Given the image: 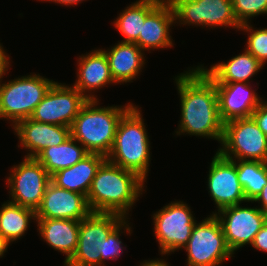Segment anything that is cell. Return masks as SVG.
<instances>
[{"mask_svg":"<svg viewBox=\"0 0 267 266\" xmlns=\"http://www.w3.org/2000/svg\"><path fill=\"white\" fill-rule=\"evenodd\" d=\"M189 69L174 79L181 103L180 123L175 132L206 137L221 144L224 123L215 83L199 65Z\"/></svg>","mask_w":267,"mask_h":266,"instance_id":"1","label":"cell"},{"mask_svg":"<svg viewBox=\"0 0 267 266\" xmlns=\"http://www.w3.org/2000/svg\"><path fill=\"white\" fill-rule=\"evenodd\" d=\"M145 181L134 172L105 161L92 180L87 202L92 212L116 213L128 218Z\"/></svg>","mask_w":267,"mask_h":266,"instance_id":"2","label":"cell"},{"mask_svg":"<svg viewBox=\"0 0 267 266\" xmlns=\"http://www.w3.org/2000/svg\"><path fill=\"white\" fill-rule=\"evenodd\" d=\"M99 103L98 99H91L83 105L70 127V134L89 153L107 157L114 144L120 119L133 104L100 107Z\"/></svg>","mask_w":267,"mask_h":266,"instance_id":"3","label":"cell"},{"mask_svg":"<svg viewBox=\"0 0 267 266\" xmlns=\"http://www.w3.org/2000/svg\"><path fill=\"white\" fill-rule=\"evenodd\" d=\"M141 109L133 105L120 119L106 160L134 172L145 182L150 166V141Z\"/></svg>","mask_w":267,"mask_h":266,"instance_id":"4","label":"cell"},{"mask_svg":"<svg viewBox=\"0 0 267 266\" xmlns=\"http://www.w3.org/2000/svg\"><path fill=\"white\" fill-rule=\"evenodd\" d=\"M2 80H0V119H7L12 127L18 121L31 117L55 82L36 73L4 83Z\"/></svg>","mask_w":267,"mask_h":266,"instance_id":"5","label":"cell"},{"mask_svg":"<svg viewBox=\"0 0 267 266\" xmlns=\"http://www.w3.org/2000/svg\"><path fill=\"white\" fill-rule=\"evenodd\" d=\"M182 249L187 252L186 266H220L234 257L214 214L196 222L189 241Z\"/></svg>","mask_w":267,"mask_h":266,"instance_id":"6","label":"cell"},{"mask_svg":"<svg viewBox=\"0 0 267 266\" xmlns=\"http://www.w3.org/2000/svg\"><path fill=\"white\" fill-rule=\"evenodd\" d=\"M217 151L230 160L267 162V136L252 117L235 119L224 124Z\"/></svg>","mask_w":267,"mask_h":266,"instance_id":"7","label":"cell"},{"mask_svg":"<svg viewBox=\"0 0 267 266\" xmlns=\"http://www.w3.org/2000/svg\"><path fill=\"white\" fill-rule=\"evenodd\" d=\"M154 234L160 254L170 255L182 249L191 236L197 220L190 206L183 201H173L153 214Z\"/></svg>","mask_w":267,"mask_h":266,"instance_id":"8","label":"cell"},{"mask_svg":"<svg viewBox=\"0 0 267 266\" xmlns=\"http://www.w3.org/2000/svg\"><path fill=\"white\" fill-rule=\"evenodd\" d=\"M124 219L116 213L91 212L80 221L76 250L63 266H101L98 246Z\"/></svg>","mask_w":267,"mask_h":266,"instance_id":"9","label":"cell"},{"mask_svg":"<svg viewBox=\"0 0 267 266\" xmlns=\"http://www.w3.org/2000/svg\"><path fill=\"white\" fill-rule=\"evenodd\" d=\"M174 12L175 24L206 27L241 26L234 16L232 0H167Z\"/></svg>","mask_w":267,"mask_h":266,"instance_id":"10","label":"cell"},{"mask_svg":"<svg viewBox=\"0 0 267 266\" xmlns=\"http://www.w3.org/2000/svg\"><path fill=\"white\" fill-rule=\"evenodd\" d=\"M50 182L51 176L36 158L24 157L22 162L11 167L6 179L12 197L8 201L36 211Z\"/></svg>","mask_w":267,"mask_h":266,"instance_id":"11","label":"cell"},{"mask_svg":"<svg viewBox=\"0 0 267 266\" xmlns=\"http://www.w3.org/2000/svg\"><path fill=\"white\" fill-rule=\"evenodd\" d=\"M241 204L212 212L219 220L228 248L236 250L251 245L255 235L267 222V215L259 207H243Z\"/></svg>","mask_w":267,"mask_h":266,"instance_id":"12","label":"cell"},{"mask_svg":"<svg viewBox=\"0 0 267 266\" xmlns=\"http://www.w3.org/2000/svg\"><path fill=\"white\" fill-rule=\"evenodd\" d=\"M87 101L73 85L71 87L55 81L30 118L47 124L71 127Z\"/></svg>","mask_w":267,"mask_h":266,"instance_id":"13","label":"cell"},{"mask_svg":"<svg viewBox=\"0 0 267 266\" xmlns=\"http://www.w3.org/2000/svg\"><path fill=\"white\" fill-rule=\"evenodd\" d=\"M207 177L208 192L217 211L247 202L238 180L236 163L223 157L218 151L212 158Z\"/></svg>","mask_w":267,"mask_h":266,"instance_id":"14","label":"cell"},{"mask_svg":"<svg viewBox=\"0 0 267 266\" xmlns=\"http://www.w3.org/2000/svg\"><path fill=\"white\" fill-rule=\"evenodd\" d=\"M91 212L85 195L57 187L50 182L45 190L42 203L36 210V218L81 221Z\"/></svg>","mask_w":267,"mask_h":266,"instance_id":"15","label":"cell"},{"mask_svg":"<svg viewBox=\"0 0 267 266\" xmlns=\"http://www.w3.org/2000/svg\"><path fill=\"white\" fill-rule=\"evenodd\" d=\"M222 122L251 117L261 98L250 83H215Z\"/></svg>","mask_w":267,"mask_h":266,"instance_id":"16","label":"cell"},{"mask_svg":"<svg viewBox=\"0 0 267 266\" xmlns=\"http://www.w3.org/2000/svg\"><path fill=\"white\" fill-rule=\"evenodd\" d=\"M20 140L19 145L29 151L24 157L35 158L49 146H58L71 136L70 127L47 124L26 118L13 127Z\"/></svg>","mask_w":267,"mask_h":266,"instance_id":"17","label":"cell"},{"mask_svg":"<svg viewBox=\"0 0 267 266\" xmlns=\"http://www.w3.org/2000/svg\"><path fill=\"white\" fill-rule=\"evenodd\" d=\"M77 60V80L73 86L88 100L98 99L93 91L110 84L116 85L110 73L107 57L100 48L82 54Z\"/></svg>","mask_w":267,"mask_h":266,"instance_id":"18","label":"cell"},{"mask_svg":"<svg viewBox=\"0 0 267 266\" xmlns=\"http://www.w3.org/2000/svg\"><path fill=\"white\" fill-rule=\"evenodd\" d=\"M175 24L172 6L163 0L142 22V33L134 42L143 51L173 47L170 27Z\"/></svg>","mask_w":267,"mask_h":266,"instance_id":"19","label":"cell"},{"mask_svg":"<svg viewBox=\"0 0 267 266\" xmlns=\"http://www.w3.org/2000/svg\"><path fill=\"white\" fill-rule=\"evenodd\" d=\"M108 60L110 73L115 83L133 82L140 76L145 65L144 51L136 44L118 41L116 45L104 50Z\"/></svg>","mask_w":267,"mask_h":266,"instance_id":"20","label":"cell"},{"mask_svg":"<svg viewBox=\"0 0 267 266\" xmlns=\"http://www.w3.org/2000/svg\"><path fill=\"white\" fill-rule=\"evenodd\" d=\"M106 157L89 153L75 165L61 169L51 175V182L57 187L80 193L87 197L91 183Z\"/></svg>","mask_w":267,"mask_h":266,"instance_id":"21","label":"cell"},{"mask_svg":"<svg viewBox=\"0 0 267 266\" xmlns=\"http://www.w3.org/2000/svg\"><path fill=\"white\" fill-rule=\"evenodd\" d=\"M37 231L50 247L65 254L66 263L74 254L80 228V221L72 219L36 218Z\"/></svg>","mask_w":267,"mask_h":266,"instance_id":"22","label":"cell"},{"mask_svg":"<svg viewBox=\"0 0 267 266\" xmlns=\"http://www.w3.org/2000/svg\"><path fill=\"white\" fill-rule=\"evenodd\" d=\"M202 70L214 81V83H250L251 77L264 67L250 52L244 49V52L235 55L226 62H218L211 65L208 69L202 64L199 65Z\"/></svg>","mask_w":267,"mask_h":266,"instance_id":"23","label":"cell"},{"mask_svg":"<svg viewBox=\"0 0 267 266\" xmlns=\"http://www.w3.org/2000/svg\"><path fill=\"white\" fill-rule=\"evenodd\" d=\"M88 154L89 152L85 147L70 136L58 146L54 145L45 148L35 158L51 176L61 169L75 165Z\"/></svg>","mask_w":267,"mask_h":266,"instance_id":"24","label":"cell"},{"mask_svg":"<svg viewBox=\"0 0 267 266\" xmlns=\"http://www.w3.org/2000/svg\"><path fill=\"white\" fill-rule=\"evenodd\" d=\"M163 0H136L113 22L115 29L123 35L121 42L134 43L142 33V22Z\"/></svg>","mask_w":267,"mask_h":266,"instance_id":"25","label":"cell"},{"mask_svg":"<svg viewBox=\"0 0 267 266\" xmlns=\"http://www.w3.org/2000/svg\"><path fill=\"white\" fill-rule=\"evenodd\" d=\"M31 220H37L35 210L4 202L0 207V234L12 244L26 233Z\"/></svg>","mask_w":267,"mask_h":266,"instance_id":"26","label":"cell"},{"mask_svg":"<svg viewBox=\"0 0 267 266\" xmlns=\"http://www.w3.org/2000/svg\"><path fill=\"white\" fill-rule=\"evenodd\" d=\"M247 202H253L267 184V162L233 160Z\"/></svg>","mask_w":267,"mask_h":266,"instance_id":"27","label":"cell"},{"mask_svg":"<svg viewBox=\"0 0 267 266\" xmlns=\"http://www.w3.org/2000/svg\"><path fill=\"white\" fill-rule=\"evenodd\" d=\"M125 218L107 237L106 240L101 241V245L98 246L99 252L101 253V266H106L105 261L109 260H117L120 258V255L123 252V243L120 239V234L127 232V234L131 235V226L129 221ZM122 229L125 232H122Z\"/></svg>","mask_w":267,"mask_h":266,"instance_id":"28","label":"cell"},{"mask_svg":"<svg viewBox=\"0 0 267 266\" xmlns=\"http://www.w3.org/2000/svg\"><path fill=\"white\" fill-rule=\"evenodd\" d=\"M239 30L249 33L245 49L264 65L267 62V28L255 30L249 22L242 24Z\"/></svg>","mask_w":267,"mask_h":266,"instance_id":"29","label":"cell"},{"mask_svg":"<svg viewBox=\"0 0 267 266\" xmlns=\"http://www.w3.org/2000/svg\"><path fill=\"white\" fill-rule=\"evenodd\" d=\"M232 6L240 25L251 22V18L267 14V0H232Z\"/></svg>","mask_w":267,"mask_h":266,"instance_id":"30","label":"cell"},{"mask_svg":"<svg viewBox=\"0 0 267 266\" xmlns=\"http://www.w3.org/2000/svg\"><path fill=\"white\" fill-rule=\"evenodd\" d=\"M251 117L255 120L262 132L267 136V101L262 100L259 106L252 113Z\"/></svg>","mask_w":267,"mask_h":266,"instance_id":"31","label":"cell"},{"mask_svg":"<svg viewBox=\"0 0 267 266\" xmlns=\"http://www.w3.org/2000/svg\"><path fill=\"white\" fill-rule=\"evenodd\" d=\"M251 246L256 250L267 252V222L255 235Z\"/></svg>","mask_w":267,"mask_h":266,"instance_id":"32","label":"cell"},{"mask_svg":"<svg viewBox=\"0 0 267 266\" xmlns=\"http://www.w3.org/2000/svg\"><path fill=\"white\" fill-rule=\"evenodd\" d=\"M10 63V57L6 54L3 45L0 43V80L8 74V69H10L9 67L11 66Z\"/></svg>","mask_w":267,"mask_h":266,"instance_id":"33","label":"cell"},{"mask_svg":"<svg viewBox=\"0 0 267 266\" xmlns=\"http://www.w3.org/2000/svg\"><path fill=\"white\" fill-rule=\"evenodd\" d=\"M257 202L260 204V210H262L267 215V184L262 189V192L256 197V199L251 202Z\"/></svg>","mask_w":267,"mask_h":266,"instance_id":"34","label":"cell"},{"mask_svg":"<svg viewBox=\"0 0 267 266\" xmlns=\"http://www.w3.org/2000/svg\"><path fill=\"white\" fill-rule=\"evenodd\" d=\"M139 266H170L164 259L144 260Z\"/></svg>","mask_w":267,"mask_h":266,"instance_id":"35","label":"cell"},{"mask_svg":"<svg viewBox=\"0 0 267 266\" xmlns=\"http://www.w3.org/2000/svg\"><path fill=\"white\" fill-rule=\"evenodd\" d=\"M39 1H47V2H54L57 4H62L63 6H72V5H77L78 3H82V1H86V0H39Z\"/></svg>","mask_w":267,"mask_h":266,"instance_id":"36","label":"cell"},{"mask_svg":"<svg viewBox=\"0 0 267 266\" xmlns=\"http://www.w3.org/2000/svg\"><path fill=\"white\" fill-rule=\"evenodd\" d=\"M10 243L0 234V258H2L8 249Z\"/></svg>","mask_w":267,"mask_h":266,"instance_id":"37","label":"cell"}]
</instances>
